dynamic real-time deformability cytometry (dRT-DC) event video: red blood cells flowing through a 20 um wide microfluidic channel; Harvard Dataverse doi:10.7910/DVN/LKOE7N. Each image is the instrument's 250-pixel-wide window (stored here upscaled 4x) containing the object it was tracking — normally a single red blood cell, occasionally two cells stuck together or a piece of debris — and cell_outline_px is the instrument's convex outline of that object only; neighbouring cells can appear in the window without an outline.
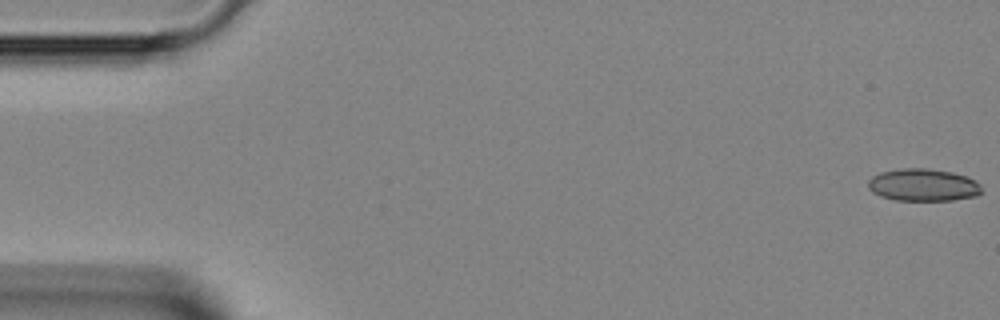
{"species": "Egyptian fruit bat (a non-hibernating species)", "species_latin": "Rousettus aegyptiacus", "temperature_condition": "room temperature", "stored_images_in_passage": 8, "camera_frame_rate_fps": 3000, "um_per_image_px": 0.085, "animal": {"sex": "female"}, "frame": {"image": 1, "passage_image": 1, "time_ms": 0.0, "image_size_px": [1000, 320], "cell_outline_px": [[980, 192], [976, 196], [952, 200], [896, 200], [880, 196], [872, 192], [868, 188], [868, 180], [872, 176], [880, 172], [900, 168], [928, 168], [952, 172], [968, 176], [976, 180], [980, 184]], "centroid_in_image_um": [78.45, 15.71], "position_along_channel_um": 6.5, "area_um2": 21.56}}